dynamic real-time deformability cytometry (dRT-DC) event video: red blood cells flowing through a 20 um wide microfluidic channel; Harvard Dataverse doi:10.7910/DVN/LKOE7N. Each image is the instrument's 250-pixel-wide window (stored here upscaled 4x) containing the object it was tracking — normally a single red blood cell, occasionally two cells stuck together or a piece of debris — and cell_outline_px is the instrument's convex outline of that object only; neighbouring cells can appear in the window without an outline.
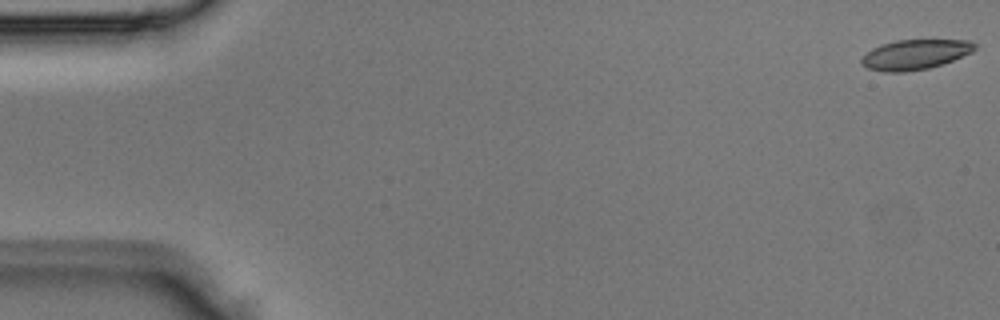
{"species": "Egyptian fruit bat (a non-hibernating species)", "species_latin": "Rousettus aegyptiacus", "temperature_condition": "room temperature", "stored_images_in_passage": 4, "camera_frame_rate_fps": 3000, "um_per_image_px": 0.085, "animal": {"sex": "male"}, "frame": {"image": 1, "passage_image": 1, "time_ms": 0.0, "image_size_px": [1000, 320], "cell_outline_px": [[976, 48], [972, 52], [944, 64], [928, 68], [904, 72], [884, 72], [868, 68], [860, 64], [860, 60], [872, 48], [880, 44], [896, 40], [972, 40], [976, 44]], "centroid_in_image_um": [77.79, 4.63], "position_along_channel_um": 7.2, "area_um2": 19.88}}
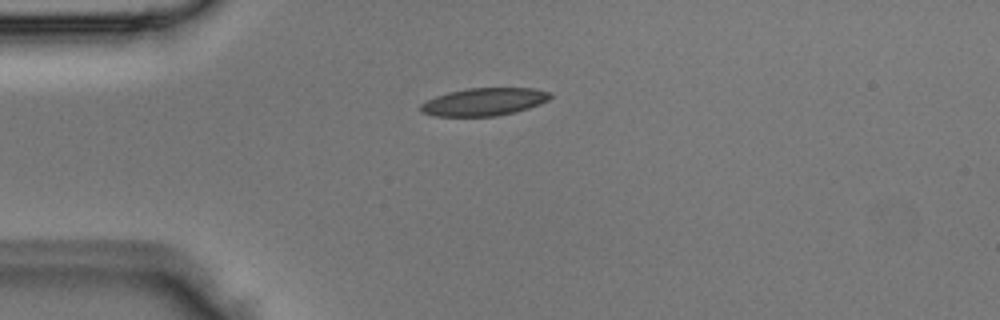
{"frame": {"image": 2, "passage_image": 4, "time_ms": 1.0, "image_size_px": [1000, 320], "cell_outline_px": [[552, 96], [548, 100], [540, 104], [528, 108], [496, 116], [436, 116], [420, 112], [420, 104], [436, 96], [448, 92], [464, 88], [536, 88], [552, 92]], "centroid_in_image_um": [41.15, 8.64], "position_along_channel_um": 43.8, "area_um2": 20.98}}